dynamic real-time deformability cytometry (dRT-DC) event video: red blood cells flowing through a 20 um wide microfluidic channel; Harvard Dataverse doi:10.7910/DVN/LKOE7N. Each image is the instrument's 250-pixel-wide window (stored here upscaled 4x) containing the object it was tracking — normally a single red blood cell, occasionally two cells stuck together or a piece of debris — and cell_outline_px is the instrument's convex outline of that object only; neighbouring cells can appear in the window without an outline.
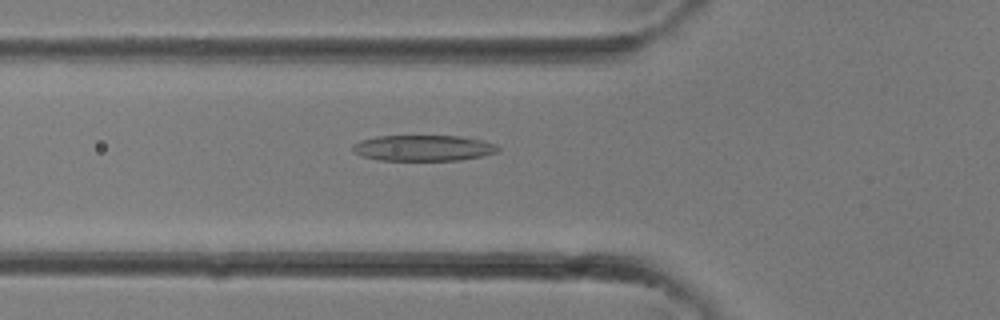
{"species": "common noctule bat (a hibernating species)", "species_latin": "Nyctalus noctula", "temperature_condition": "room temperature", "stored_images_in_passage": 32, "camera_frame_rate_fps": 3000, "um_per_image_px": 0.085, "animal": {"sex": "female"}, "frame": {"image": 1, "passage_image": 11, "time_ms": 3.333, "image_size_px": [1000, 320], "cell_outline_px": [[500, 148], [496, 152], [480, 156], [460, 160], [380, 160], [360, 156], [352, 152], [352, 144], [360, 140], [376, 136], [460, 136], [480, 140], [496, 144]], "centroid_in_image_um": [35.91, 12.58], "position_along_channel_um": 89.9, "area_um2": 21.91}}
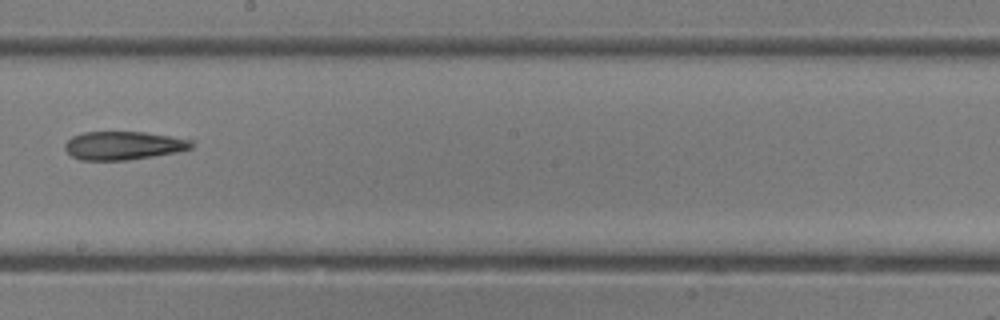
{"frame": {"image": 2, "passage_image": 18, "time_ms": 5.667, "image_size_px": [1000, 320], "cell_outline_px": [[196, 140], [192, 148], [176, 152], [128, 160], [80, 160], [72, 156], [64, 148], [64, 144], [72, 136], [84, 132], [144, 132], [172, 136]], "centroid_in_image_um": [10.52, 12.36], "position_along_channel_um": 237.7, "area_um2": 21.04}}
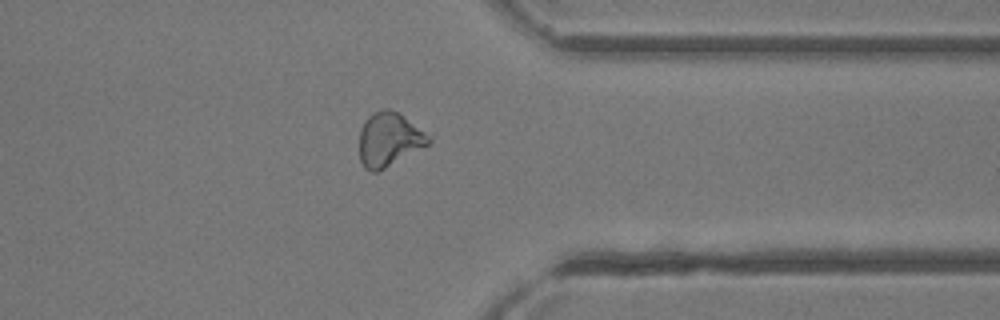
{"frame": {"image": 3, "passage_image": 25, "time_ms": 8.0, "image_size_px": [1000, 320], "cell_outline_px": [[432, 140], [428, 144], [384, 168], [376, 172], [368, 172], [364, 168], [360, 160], [360, 128], [364, 120], [372, 112], [384, 108], [388, 108], [400, 112], [424, 132]], "centroid_in_image_um": [33.02, 11.82], "position_along_channel_um": 378.4, "area_um2": 21.62}}